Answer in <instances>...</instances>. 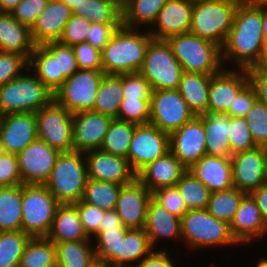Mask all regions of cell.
I'll use <instances>...</instances> for the list:
<instances>
[{
  "mask_svg": "<svg viewBox=\"0 0 267 267\" xmlns=\"http://www.w3.org/2000/svg\"><path fill=\"white\" fill-rule=\"evenodd\" d=\"M263 38L262 4L241 0L228 37L221 48L224 68H228L231 63L235 69L248 70L254 67L263 54Z\"/></svg>",
  "mask_w": 267,
  "mask_h": 267,
  "instance_id": "obj_1",
  "label": "cell"
},
{
  "mask_svg": "<svg viewBox=\"0 0 267 267\" xmlns=\"http://www.w3.org/2000/svg\"><path fill=\"white\" fill-rule=\"evenodd\" d=\"M152 39L147 29L119 27L101 51L103 73L121 75L139 72Z\"/></svg>",
  "mask_w": 267,
  "mask_h": 267,
  "instance_id": "obj_2",
  "label": "cell"
},
{
  "mask_svg": "<svg viewBox=\"0 0 267 267\" xmlns=\"http://www.w3.org/2000/svg\"><path fill=\"white\" fill-rule=\"evenodd\" d=\"M181 235L183 245L193 249L191 252L239 246L231 235L230 225L212 216L207 209L188 210L181 218Z\"/></svg>",
  "mask_w": 267,
  "mask_h": 267,
  "instance_id": "obj_3",
  "label": "cell"
},
{
  "mask_svg": "<svg viewBox=\"0 0 267 267\" xmlns=\"http://www.w3.org/2000/svg\"><path fill=\"white\" fill-rule=\"evenodd\" d=\"M53 99L54 93L27 68L24 74L0 86V114L36 113Z\"/></svg>",
  "mask_w": 267,
  "mask_h": 267,
  "instance_id": "obj_4",
  "label": "cell"
},
{
  "mask_svg": "<svg viewBox=\"0 0 267 267\" xmlns=\"http://www.w3.org/2000/svg\"><path fill=\"white\" fill-rule=\"evenodd\" d=\"M167 42L186 72L214 75L224 68L221 47L209 40L187 32L171 36Z\"/></svg>",
  "mask_w": 267,
  "mask_h": 267,
  "instance_id": "obj_5",
  "label": "cell"
},
{
  "mask_svg": "<svg viewBox=\"0 0 267 267\" xmlns=\"http://www.w3.org/2000/svg\"><path fill=\"white\" fill-rule=\"evenodd\" d=\"M84 152H60L45 186L60 204L81 200L87 181Z\"/></svg>",
  "mask_w": 267,
  "mask_h": 267,
  "instance_id": "obj_6",
  "label": "cell"
},
{
  "mask_svg": "<svg viewBox=\"0 0 267 267\" xmlns=\"http://www.w3.org/2000/svg\"><path fill=\"white\" fill-rule=\"evenodd\" d=\"M240 1H194L189 32L222 48L232 27L234 14Z\"/></svg>",
  "mask_w": 267,
  "mask_h": 267,
  "instance_id": "obj_7",
  "label": "cell"
},
{
  "mask_svg": "<svg viewBox=\"0 0 267 267\" xmlns=\"http://www.w3.org/2000/svg\"><path fill=\"white\" fill-rule=\"evenodd\" d=\"M59 205L44 184H22L21 230L31 238L47 237Z\"/></svg>",
  "mask_w": 267,
  "mask_h": 267,
  "instance_id": "obj_8",
  "label": "cell"
},
{
  "mask_svg": "<svg viewBox=\"0 0 267 267\" xmlns=\"http://www.w3.org/2000/svg\"><path fill=\"white\" fill-rule=\"evenodd\" d=\"M183 72L167 40L152 39L139 70L152 91L177 89Z\"/></svg>",
  "mask_w": 267,
  "mask_h": 267,
  "instance_id": "obj_9",
  "label": "cell"
},
{
  "mask_svg": "<svg viewBox=\"0 0 267 267\" xmlns=\"http://www.w3.org/2000/svg\"><path fill=\"white\" fill-rule=\"evenodd\" d=\"M105 73L78 69L54 92V100L68 111H92L99 85Z\"/></svg>",
  "mask_w": 267,
  "mask_h": 267,
  "instance_id": "obj_10",
  "label": "cell"
},
{
  "mask_svg": "<svg viewBox=\"0 0 267 267\" xmlns=\"http://www.w3.org/2000/svg\"><path fill=\"white\" fill-rule=\"evenodd\" d=\"M37 137L60 152L74 151L73 114L54 99L38 110Z\"/></svg>",
  "mask_w": 267,
  "mask_h": 267,
  "instance_id": "obj_11",
  "label": "cell"
},
{
  "mask_svg": "<svg viewBox=\"0 0 267 267\" xmlns=\"http://www.w3.org/2000/svg\"><path fill=\"white\" fill-rule=\"evenodd\" d=\"M194 117L177 89L152 91L149 123L161 131L170 134Z\"/></svg>",
  "mask_w": 267,
  "mask_h": 267,
  "instance_id": "obj_12",
  "label": "cell"
},
{
  "mask_svg": "<svg viewBox=\"0 0 267 267\" xmlns=\"http://www.w3.org/2000/svg\"><path fill=\"white\" fill-rule=\"evenodd\" d=\"M170 151L169 134L156 126L136 125L130 142L127 159L132 169L138 173L148 163L159 159Z\"/></svg>",
  "mask_w": 267,
  "mask_h": 267,
  "instance_id": "obj_13",
  "label": "cell"
},
{
  "mask_svg": "<svg viewBox=\"0 0 267 267\" xmlns=\"http://www.w3.org/2000/svg\"><path fill=\"white\" fill-rule=\"evenodd\" d=\"M170 152L189 170L206 155V132L203 115L195 116L169 134Z\"/></svg>",
  "mask_w": 267,
  "mask_h": 267,
  "instance_id": "obj_14",
  "label": "cell"
},
{
  "mask_svg": "<svg viewBox=\"0 0 267 267\" xmlns=\"http://www.w3.org/2000/svg\"><path fill=\"white\" fill-rule=\"evenodd\" d=\"M233 187L250 194L265 185L267 148L254 149L231 155Z\"/></svg>",
  "mask_w": 267,
  "mask_h": 267,
  "instance_id": "obj_15",
  "label": "cell"
},
{
  "mask_svg": "<svg viewBox=\"0 0 267 267\" xmlns=\"http://www.w3.org/2000/svg\"><path fill=\"white\" fill-rule=\"evenodd\" d=\"M60 151L38 138L17 154L23 184H45Z\"/></svg>",
  "mask_w": 267,
  "mask_h": 267,
  "instance_id": "obj_16",
  "label": "cell"
},
{
  "mask_svg": "<svg viewBox=\"0 0 267 267\" xmlns=\"http://www.w3.org/2000/svg\"><path fill=\"white\" fill-rule=\"evenodd\" d=\"M233 69V70H231ZM250 82L247 69L223 68L212 75L207 112L227 113L239 92Z\"/></svg>",
  "mask_w": 267,
  "mask_h": 267,
  "instance_id": "obj_17",
  "label": "cell"
},
{
  "mask_svg": "<svg viewBox=\"0 0 267 267\" xmlns=\"http://www.w3.org/2000/svg\"><path fill=\"white\" fill-rule=\"evenodd\" d=\"M84 155L88 179L125 185L137 178V173L126 158L100 149L87 151Z\"/></svg>",
  "mask_w": 267,
  "mask_h": 267,
  "instance_id": "obj_18",
  "label": "cell"
},
{
  "mask_svg": "<svg viewBox=\"0 0 267 267\" xmlns=\"http://www.w3.org/2000/svg\"><path fill=\"white\" fill-rule=\"evenodd\" d=\"M114 118L94 111L73 113L74 151L100 149L110 123Z\"/></svg>",
  "mask_w": 267,
  "mask_h": 267,
  "instance_id": "obj_19",
  "label": "cell"
},
{
  "mask_svg": "<svg viewBox=\"0 0 267 267\" xmlns=\"http://www.w3.org/2000/svg\"><path fill=\"white\" fill-rule=\"evenodd\" d=\"M152 198L150 192L137 178L122 185L115 210L128 229L144 228L147 206Z\"/></svg>",
  "mask_w": 267,
  "mask_h": 267,
  "instance_id": "obj_20",
  "label": "cell"
},
{
  "mask_svg": "<svg viewBox=\"0 0 267 267\" xmlns=\"http://www.w3.org/2000/svg\"><path fill=\"white\" fill-rule=\"evenodd\" d=\"M230 232L240 247L259 239L263 240L267 236V224L250 194H246L242 198L230 223Z\"/></svg>",
  "mask_w": 267,
  "mask_h": 267,
  "instance_id": "obj_21",
  "label": "cell"
},
{
  "mask_svg": "<svg viewBox=\"0 0 267 267\" xmlns=\"http://www.w3.org/2000/svg\"><path fill=\"white\" fill-rule=\"evenodd\" d=\"M193 5V0H167L151 30H148L153 39L167 40L171 36L189 32Z\"/></svg>",
  "mask_w": 267,
  "mask_h": 267,
  "instance_id": "obj_22",
  "label": "cell"
},
{
  "mask_svg": "<svg viewBox=\"0 0 267 267\" xmlns=\"http://www.w3.org/2000/svg\"><path fill=\"white\" fill-rule=\"evenodd\" d=\"M37 118L35 113H14L2 116L0 137L5 150L18 154L37 137Z\"/></svg>",
  "mask_w": 267,
  "mask_h": 267,
  "instance_id": "obj_23",
  "label": "cell"
},
{
  "mask_svg": "<svg viewBox=\"0 0 267 267\" xmlns=\"http://www.w3.org/2000/svg\"><path fill=\"white\" fill-rule=\"evenodd\" d=\"M144 230L153 249H157L159 240L162 242L163 239L182 242L181 218L173 215L153 198L147 206Z\"/></svg>",
  "mask_w": 267,
  "mask_h": 267,
  "instance_id": "obj_24",
  "label": "cell"
},
{
  "mask_svg": "<svg viewBox=\"0 0 267 267\" xmlns=\"http://www.w3.org/2000/svg\"><path fill=\"white\" fill-rule=\"evenodd\" d=\"M28 68L54 93L66 80L60 72L59 42L52 41L35 45Z\"/></svg>",
  "mask_w": 267,
  "mask_h": 267,
  "instance_id": "obj_25",
  "label": "cell"
},
{
  "mask_svg": "<svg viewBox=\"0 0 267 267\" xmlns=\"http://www.w3.org/2000/svg\"><path fill=\"white\" fill-rule=\"evenodd\" d=\"M72 17V10L59 0H49L44 11L30 28L31 37L36 45L58 41L64 27Z\"/></svg>",
  "mask_w": 267,
  "mask_h": 267,
  "instance_id": "obj_26",
  "label": "cell"
},
{
  "mask_svg": "<svg viewBox=\"0 0 267 267\" xmlns=\"http://www.w3.org/2000/svg\"><path fill=\"white\" fill-rule=\"evenodd\" d=\"M187 169L169 151L164 156L148 163L137 173V179L150 191L173 187Z\"/></svg>",
  "mask_w": 267,
  "mask_h": 267,
  "instance_id": "obj_27",
  "label": "cell"
},
{
  "mask_svg": "<svg viewBox=\"0 0 267 267\" xmlns=\"http://www.w3.org/2000/svg\"><path fill=\"white\" fill-rule=\"evenodd\" d=\"M188 171L199 179L211 193L233 187L231 157L204 155Z\"/></svg>",
  "mask_w": 267,
  "mask_h": 267,
  "instance_id": "obj_28",
  "label": "cell"
},
{
  "mask_svg": "<svg viewBox=\"0 0 267 267\" xmlns=\"http://www.w3.org/2000/svg\"><path fill=\"white\" fill-rule=\"evenodd\" d=\"M30 27L19 23L11 12L0 11V51L18 53L28 61L35 48Z\"/></svg>",
  "mask_w": 267,
  "mask_h": 267,
  "instance_id": "obj_29",
  "label": "cell"
},
{
  "mask_svg": "<svg viewBox=\"0 0 267 267\" xmlns=\"http://www.w3.org/2000/svg\"><path fill=\"white\" fill-rule=\"evenodd\" d=\"M203 127L206 132V155L231 157L230 116L227 113L207 112L203 114Z\"/></svg>",
  "mask_w": 267,
  "mask_h": 267,
  "instance_id": "obj_30",
  "label": "cell"
},
{
  "mask_svg": "<svg viewBox=\"0 0 267 267\" xmlns=\"http://www.w3.org/2000/svg\"><path fill=\"white\" fill-rule=\"evenodd\" d=\"M47 238L53 242L85 241L90 238L85 233L74 204H60Z\"/></svg>",
  "mask_w": 267,
  "mask_h": 267,
  "instance_id": "obj_31",
  "label": "cell"
},
{
  "mask_svg": "<svg viewBox=\"0 0 267 267\" xmlns=\"http://www.w3.org/2000/svg\"><path fill=\"white\" fill-rule=\"evenodd\" d=\"M211 77L207 74L183 72L177 91L195 116L207 113Z\"/></svg>",
  "mask_w": 267,
  "mask_h": 267,
  "instance_id": "obj_32",
  "label": "cell"
},
{
  "mask_svg": "<svg viewBox=\"0 0 267 267\" xmlns=\"http://www.w3.org/2000/svg\"><path fill=\"white\" fill-rule=\"evenodd\" d=\"M166 2L167 0H124L122 25L132 29L146 27L150 30Z\"/></svg>",
  "mask_w": 267,
  "mask_h": 267,
  "instance_id": "obj_33",
  "label": "cell"
},
{
  "mask_svg": "<svg viewBox=\"0 0 267 267\" xmlns=\"http://www.w3.org/2000/svg\"><path fill=\"white\" fill-rule=\"evenodd\" d=\"M123 2L113 0H82L72 15L84 17L92 23L122 24Z\"/></svg>",
  "mask_w": 267,
  "mask_h": 267,
  "instance_id": "obj_34",
  "label": "cell"
},
{
  "mask_svg": "<svg viewBox=\"0 0 267 267\" xmlns=\"http://www.w3.org/2000/svg\"><path fill=\"white\" fill-rule=\"evenodd\" d=\"M22 224V184L0 187V232L19 231Z\"/></svg>",
  "mask_w": 267,
  "mask_h": 267,
  "instance_id": "obj_35",
  "label": "cell"
},
{
  "mask_svg": "<svg viewBox=\"0 0 267 267\" xmlns=\"http://www.w3.org/2000/svg\"><path fill=\"white\" fill-rule=\"evenodd\" d=\"M57 267H88L96 257L92 239L54 242Z\"/></svg>",
  "mask_w": 267,
  "mask_h": 267,
  "instance_id": "obj_36",
  "label": "cell"
},
{
  "mask_svg": "<svg viewBox=\"0 0 267 267\" xmlns=\"http://www.w3.org/2000/svg\"><path fill=\"white\" fill-rule=\"evenodd\" d=\"M122 91V74H105L99 85L92 111L116 118L123 98Z\"/></svg>",
  "mask_w": 267,
  "mask_h": 267,
  "instance_id": "obj_37",
  "label": "cell"
},
{
  "mask_svg": "<svg viewBox=\"0 0 267 267\" xmlns=\"http://www.w3.org/2000/svg\"><path fill=\"white\" fill-rule=\"evenodd\" d=\"M152 250L144 228L129 229L125 239L121 240L119 267H138L140 261Z\"/></svg>",
  "mask_w": 267,
  "mask_h": 267,
  "instance_id": "obj_38",
  "label": "cell"
},
{
  "mask_svg": "<svg viewBox=\"0 0 267 267\" xmlns=\"http://www.w3.org/2000/svg\"><path fill=\"white\" fill-rule=\"evenodd\" d=\"M19 267H57L54 242L47 237L31 238L21 256Z\"/></svg>",
  "mask_w": 267,
  "mask_h": 267,
  "instance_id": "obj_39",
  "label": "cell"
},
{
  "mask_svg": "<svg viewBox=\"0 0 267 267\" xmlns=\"http://www.w3.org/2000/svg\"><path fill=\"white\" fill-rule=\"evenodd\" d=\"M135 123L113 119L100 150L127 159V154L136 128Z\"/></svg>",
  "mask_w": 267,
  "mask_h": 267,
  "instance_id": "obj_40",
  "label": "cell"
},
{
  "mask_svg": "<svg viewBox=\"0 0 267 267\" xmlns=\"http://www.w3.org/2000/svg\"><path fill=\"white\" fill-rule=\"evenodd\" d=\"M122 185L87 179L81 201L105 211L116 207Z\"/></svg>",
  "mask_w": 267,
  "mask_h": 267,
  "instance_id": "obj_41",
  "label": "cell"
},
{
  "mask_svg": "<svg viewBox=\"0 0 267 267\" xmlns=\"http://www.w3.org/2000/svg\"><path fill=\"white\" fill-rule=\"evenodd\" d=\"M245 195L246 193L235 187L213 192L210 195L206 209L212 216L230 225Z\"/></svg>",
  "mask_w": 267,
  "mask_h": 267,
  "instance_id": "obj_42",
  "label": "cell"
},
{
  "mask_svg": "<svg viewBox=\"0 0 267 267\" xmlns=\"http://www.w3.org/2000/svg\"><path fill=\"white\" fill-rule=\"evenodd\" d=\"M129 229L99 231L93 238L96 258L107 261L112 267H119L121 240Z\"/></svg>",
  "mask_w": 267,
  "mask_h": 267,
  "instance_id": "obj_43",
  "label": "cell"
},
{
  "mask_svg": "<svg viewBox=\"0 0 267 267\" xmlns=\"http://www.w3.org/2000/svg\"><path fill=\"white\" fill-rule=\"evenodd\" d=\"M184 199L187 210L206 209L211 191L190 171H186L175 185Z\"/></svg>",
  "mask_w": 267,
  "mask_h": 267,
  "instance_id": "obj_44",
  "label": "cell"
},
{
  "mask_svg": "<svg viewBox=\"0 0 267 267\" xmlns=\"http://www.w3.org/2000/svg\"><path fill=\"white\" fill-rule=\"evenodd\" d=\"M30 239L22 230L0 232V267H19Z\"/></svg>",
  "mask_w": 267,
  "mask_h": 267,
  "instance_id": "obj_45",
  "label": "cell"
},
{
  "mask_svg": "<svg viewBox=\"0 0 267 267\" xmlns=\"http://www.w3.org/2000/svg\"><path fill=\"white\" fill-rule=\"evenodd\" d=\"M115 119L137 125L148 124L150 120V98L123 97L118 116Z\"/></svg>",
  "mask_w": 267,
  "mask_h": 267,
  "instance_id": "obj_46",
  "label": "cell"
},
{
  "mask_svg": "<svg viewBox=\"0 0 267 267\" xmlns=\"http://www.w3.org/2000/svg\"><path fill=\"white\" fill-rule=\"evenodd\" d=\"M245 118L255 145L267 148V106L257 100Z\"/></svg>",
  "mask_w": 267,
  "mask_h": 267,
  "instance_id": "obj_47",
  "label": "cell"
},
{
  "mask_svg": "<svg viewBox=\"0 0 267 267\" xmlns=\"http://www.w3.org/2000/svg\"><path fill=\"white\" fill-rule=\"evenodd\" d=\"M229 142L231 155L257 147L245 117H230Z\"/></svg>",
  "mask_w": 267,
  "mask_h": 267,
  "instance_id": "obj_48",
  "label": "cell"
},
{
  "mask_svg": "<svg viewBox=\"0 0 267 267\" xmlns=\"http://www.w3.org/2000/svg\"><path fill=\"white\" fill-rule=\"evenodd\" d=\"M28 65L29 61L23 55L0 51V86L19 77Z\"/></svg>",
  "mask_w": 267,
  "mask_h": 267,
  "instance_id": "obj_49",
  "label": "cell"
},
{
  "mask_svg": "<svg viewBox=\"0 0 267 267\" xmlns=\"http://www.w3.org/2000/svg\"><path fill=\"white\" fill-rule=\"evenodd\" d=\"M152 198L173 215L182 218L188 211L184 199L181 197L176 186L164 187L154 190Z\"/></svg>",
  "mask_w": 267,
  "mask_h": 267,
  "instance_id": "obj_50",
  "label": "cell"
},
{
  "mask_svg": "<svg viewBox=\"0 0 267 267\" xmlns=\"http://www.w3.org/2000/svg\"><path fill=\"white\" fill-rule=\"evenodd\" d=\"M91 24L92 22L84 17L72 15L70 20L65 25L63 33L58 42L68 46H74L76 44L86 42Z\"/></svg>",
  "mask_w": 267,
  "mask_h": 267,
  "instance_id": "obj_51",
  "label": "cell"
},
{
  "mask_svg": "<svg viewBox=\"0 0 267 267\" xmlns=\"http://www.w3.org/2000/svg\"><path fill=\"white\" fill-rule=\"evenodd\" d=\"M73 204L77 208L85 233L92 239L99 232V226L103 220L105 210L81 200Z\"/></svg>",
  "mask_w": 267,
  "mask_h": 267,
  "instance_id": "obj_52",
  "label": "cell"
},
{
  "mask_svg": "<svg viewBox=\"0 0 267 267\" xmlns=\"http://www.w3.org/2000/svg\"><path fill=\"white\" fill-rule=\"evenodd\" d=\"M122 88L123 97L151 98V86L139 72L122 74Z\"/></svg>",
  "mask_w": 267,
  "mask_h": 267,
  "instance_id": "obj_53",
  "label": "cell"
},
{
  "mask_svg": "<svg viewBox=\"0 0 267 267\" xmlns=\"http://www.w3.org/2000/svg\"><path fill=\"white\" fill-rule=\"evenodd\" d=\"M49 0H22L12 11L13 17L30 28L44 11Z\"/></svg>",
  "mask_w": 267,
  "mask_h": 267,
  "instance_id": "obj_54",
  "label": "cell"
},
{
  "mask_svg": "<svg viewBox=\"0 0 267 267\" xmlns=\"http://www.w3.org/2000/svg\"><path fill=\"white\" fill-rule=\"evenodd\" d=\"M79 69L102 71L101 51L87 42L72 46Z\"/></svg>",
  "mask_w": 267,
  "mask_h": 267,
  "instance_id": "obj_55",
  "label": "cell"
},
{
  "mask_svg": "<svg viewBox=\"0 0 267 267\" xmlns=\"http://www.w3.org/2000/svg\"><path fill=\"white\" fill-rule=\"evenodd\" d=\"M20 184L23 183L18 169L17 155L6 153L0 158V187Z\"/></svg>",
  "mask_w": 267,
  "mask_h": 267,
  "instance_id": "obj_56",
  "label": "cell"
},
{
  "mask_svg": "<svg viewBox=\"0 0 267 267\" xmlns=\"http://www.w3.org/2000/svg\"><path fill=\"white\" fill-rule=\"evenodd\" d=\"M256 101V90L249 82L235 97L233 104H230L227 114L230 117H245Z\"/></svg>",
  "mask_w": 267,
  "mask_h": 267,
  "instance_id": "obj_57",
  "label": "cell"
},
{
  "mask_svg": "<svg viewBox=\"0 0 267 267\" xmlns=\"http://www.w3.org/2000/svg\"><path fill=\"white\" fill-rule=\"evenodd\" d=\"M122 24H98L92 23L88 32L86 42L94 48L102 51L110 42L111 37Z\"/></svg>",
  "mask_w": 267,
  "mask_h": 267,
  "instance_id": "obj_58",
  "label": "cell"
},
{
  "mask_svg": "<svg viewBox=\"0 0 267 267\" xmlns=\"http://www.w3.org/2000/svg\"><path fill=\"white\" fill-rule=\"evenodd\" d=\"M59 65L60 72L65 79H68L79 69L72 46L59 42Z\"/></svg>",
  "mask_w": 267,
  "mask_h": 267,
  "instance_id": "obj_59",
  "label": "cell"
},
{
  "mask_svg": "<svg viewBox=\"0 0 267 267\" xmlns=\"http://www.w3.org/2000/svg\"><path fill=\"white\" fill-rule=\"evenodd\" d=\"M175 260L171 259L167 248L164 247L160 250L153 249L147 256H145L138 267H177L174 264Z\"/></svg>",
  "mask_w": 267,
  "mask_h": 267,
  "instance_id": "obj_60",
  "label": "cell"
},
{
  "mask_svg": "<svg viewBox=\"0 0 267 267\" xmlns=\"http://www.w3.org/2000/svg\"><path fill=\"white\" fill-rule=\"evenodd\" d=\"M249 77L256 90L257 100L267 106V74H249Z\"/></svg>",
  "mask_w": 267,
  "mask_h": 267,
  "instance_id": "obj_61",
  "label": "cell"
},
{
  "mask_svg": "<svg viewBox=\"0 0 267 267\" xmlns=\"http://www.w3.org/2000/svg\"><path fill=\"white\" fill-rule=\"evenodd\" d=\"M107 229H128L124 227L121 217L117 214L115 209L105 211L104 213L103 220L99 226V231H105Z\"/></svg>",
  "mask_w": 267,
  "mask_h": 267,
  "instance_id": "obj_62",
  "label": "cell"
},
{
  "mask_svg": "<svg viewBox=\"0 0 267 267\" xmlns=\"http://www.w3.org/2000/svg\"><path fill=\"white\" fill-rule=\"evenodd\" d=\"M250 195L255 200L267 224V186L263 185L256 190H253Z\"/></svg>",
  "mask_w": 267,
  "mask_h": 267,
  "instance_id": "obj_63",
  "label": "cell"
},
{
  "mask_svg": "<svg viewBox=\"0 0 267 267\" xmlns=\"http://www.w3.org/2000/svg\"><path fill=\"white\" fill-rule=\"evenodd\" d=\"M248 74H267V51L261 55L259 62L248 69Z\"/></svg>",
  "mask_w": 267,
  "mask_h": 267,
  "instance_id": "obj_64",
  "label": "cell"
},
{
  "mask_svg": "<svg viewBox=\"0 0 267 267\" xmlns=\"http://www.w3.org/2000/svg\"><path fill=\"white\" fill-rule=\"evenodd\" d=\"M263 52L267 51V4H262Z\"/></svg>",
  "mask_w": 267,
  "mask_h": 267,
  "instance_id": "obj_65",
  "label": "cell"
},
{
  "mask_svg": "<svg viewBox=\"0 0 267 267\" xmlns=\"http://www.w3.org/2000/svg\"><path fill=\"white\" fill-rule=\"evenodd\" d=\"M22 0H0V11L11 12Z\"/></svg>",
  "mask_w": 267,
  "mask_h": 267,
  "instance_id": "obj_66",
  "label": "cell"
},
{
  "mask_svg": "<svg viewBox=\"0 0 267 267\" xmlns=\"http://www.w3.org/2000/svg\"><path fill=\"white\" fill-rule=\"evenodd\" d=\"M88 267H112L107 261L94 258L92 262L88 265Z\"/></svg>",
  "mask_w": 267,
  "mask_h": 267,
  "instance_id": "obj_67",
  "label": "cell"
},
{
  "mask_svg": "<svg viewBox=\"0 0 267 267\" xmlns=\"http://www.w3.org/2000/svg\"><path fill=\"white\" fill-rule=\"evenodd\" d=\"M59 1L63 2L71 10L75 9L82 2V0H59Z\"/></svg>",
  "mask_w": 267,
  "mask_h": 267,
  "instance_id": "obj_68",
  "label": "cell"
},
{
  "mask_svg": "<svg viewBox=\"0 0 267 267\" xmlns=\"http://www.w3.org/2000/svg\"><path fill=\"white\" fill-rule=\"evenodd\" d=\"M257 261L258 263L256 262L257 265L255 264V267H267V257L265 255Z\"/></svg>",
  "mask_w": 267,
  "mask_h": 267,
  "instance_id": "obj_69",
  "label": "cell"
},
{
  "mask_svg": "<svg viewBox=\"0 0 267 267\" xmlns=\"http://www.w3.org/2000/svg\"><path fill=\"white\" fill-rule=\"evenodd\" d=\"M6 153H7V152H6V150H5L4 144H3L2 139H1V137H0V158H1L2 156H4Z\"/></svg>",
  "mask_w": 267,
  "mask_h": 267,
  "instance_id": "obj_70",
  "label": "cell"
},
{
  "mask_svg": "<svg viewBox=\"0 0 267 267\" xmlns=\"http://www.w3.org/2000/svg\"><path fill=\"white\" fill-rule=\"evenodd\" d=\"M254 4H267V0H247Z\"/></svg>",
  "mask_w": 267,
  "mask_h": 267,
  "instance_id": "obj_71",
  "label": "cell"
},
{
  "mask_svg": "<svg viewBox=\"0 0 267 267\" xmlns=\"http://www.w3.org/2000/svg\"><path fill=\"white\" fill-rule=\"evenodd\" d=\"M1 123H2V115L0 114V128H1Z\"/></svg>",
  "mask_w": 267,
  "mask_h": 267,
  "instance_id": "obj_72",
  "label": "cell"
},
{
  "mask_svg": "<svg viewBox=\"0 0 267 267\" xmlns=\"http://www.w3.org/2000/svg\"><path fill=\"white\" fill-rule=\"evenodd\" d=\"M115 2H124V0H113Z\"/></svg>",
  "mask_w": 267,
  "mask_h": 267,
  "instance_id": "obj_73",
  "label": "cell"
},
{
  "mask_svg": "<svg viewBox=\"0 0 267 267\" xmlns=\"http://www.w3.org/2000/svg\"><path fill=\"white\" fill-rule=\"evenodd\" d=\"M265 185L267 186V172H266V181H265Z\"/></svg>",
  "mask_w": 267,
  "mask_h": 267,
  "instance_id": "obj_74",
  "label": "cell"
}]
</instances>
